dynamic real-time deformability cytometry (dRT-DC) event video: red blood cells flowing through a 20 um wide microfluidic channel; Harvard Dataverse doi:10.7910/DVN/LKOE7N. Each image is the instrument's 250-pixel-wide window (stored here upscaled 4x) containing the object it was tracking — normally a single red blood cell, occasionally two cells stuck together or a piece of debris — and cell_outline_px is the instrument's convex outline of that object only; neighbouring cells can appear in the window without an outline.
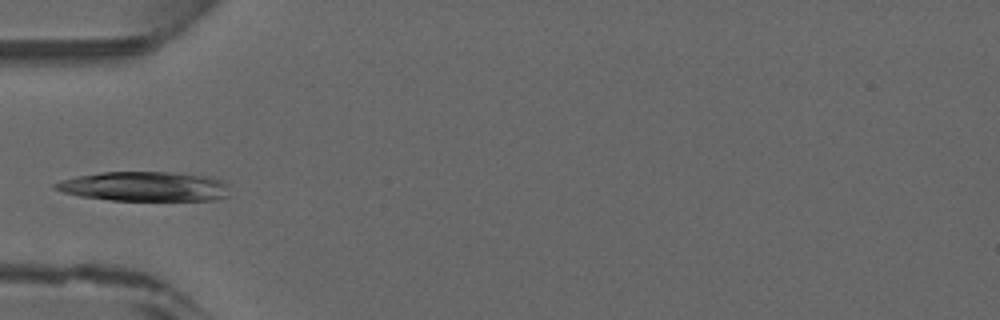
{"species": "common noctule bat (a hibernating species)", "species_latin": "Nyctalus noctula", "temperature_condition": "warm", "stored_images_in_passage": 20, "camera_frame_rate_fps": 3000, "um_per_image_px": 0.085, "animal": {"sex": "male", "forearm_length_mm": 52.5}, "frame": {"image": 1, "passage_image": 1, "time_ms": 0.0, "image_size_px": [1000, 320], "cell_outline_px": [[232, 196], [212, 200], [112, 200], [80, 196], [64, 192], [52, 188], [52, 184], [60, 180], [76, 176], [100, 172], [168, 172], [212, 176], [224, 180]], "centroid_in_image_um": [12.32, 15.84], "position_along_channel_um": 72.7, "area_um2": 30.4}}
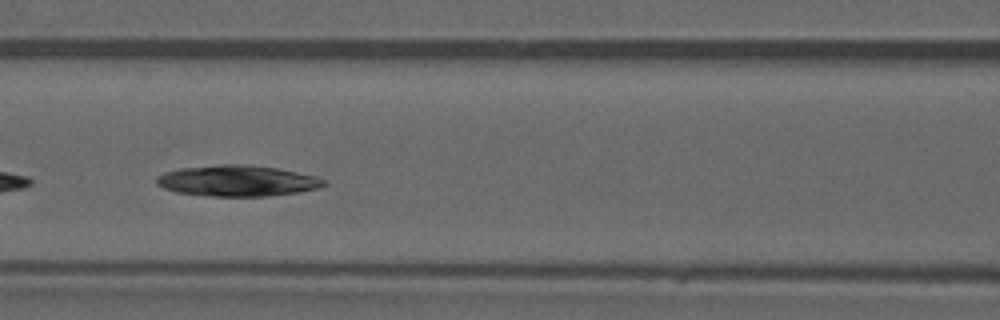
{"frame": {"image": 2, "passage_image": 6, "time_ms": 1.667, "image_size_px": [1000, 320], "cell_outline_px": [[328, 184], [320, 188], [300, 192], [268, 196], [212, 196], [176, 192], [164, 188], [156, 184], [156, 176], [164, 172], [180, 168], [216, 164], [252, 164], [276, 168], [296, 172], [312, 176], [324, 180]], "centroid_in_image_um": [20.15, 15.36], "position_along_channel_um": 146.4, "area_um2": 30.35}}